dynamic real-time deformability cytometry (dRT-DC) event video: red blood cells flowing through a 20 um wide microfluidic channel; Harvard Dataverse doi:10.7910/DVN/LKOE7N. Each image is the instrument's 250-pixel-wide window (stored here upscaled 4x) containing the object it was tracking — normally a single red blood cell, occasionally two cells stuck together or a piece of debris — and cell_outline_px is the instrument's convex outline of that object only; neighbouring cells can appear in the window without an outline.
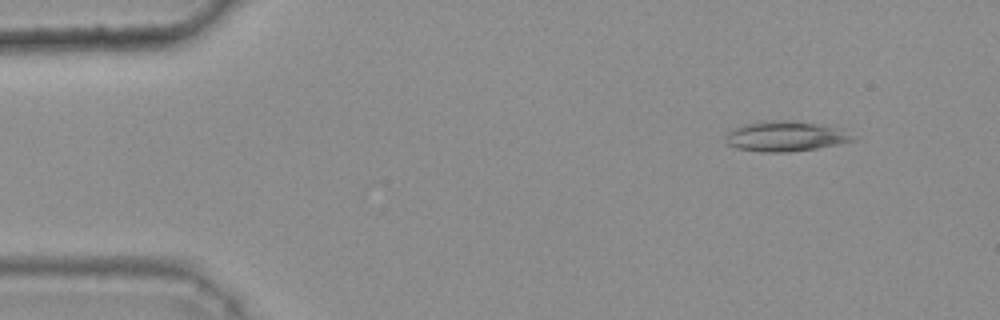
{"species": "common noctule bat (a hibernating species)", "species_latin": "Nyctalus noctula", "temperature_condition": "warm", "stored_images_in_passage": 44, "camera_frame_rate_fps": 3000, "um_per_image_px": 0.085, "animal": {"sex": "female", "body_mass_g": 25.1}, "frame": {"image": 1, "passage_image": 3, "time_ms": 0.667, "image_size_px": [1000, 320], "cell_outline_px": [[856, 140], [816, 148], [788, 152], [760, 152], [736, 148], [728, 144], [724, 140], [724, 136], [732, 128], [756, 120], [784, 120], [816, 124], [836, 128], [856, 136]], "centroid_in_image_um": [66.67, 11.58], "position_along_channel_um": 18.3, "area_um2": 22.37}}
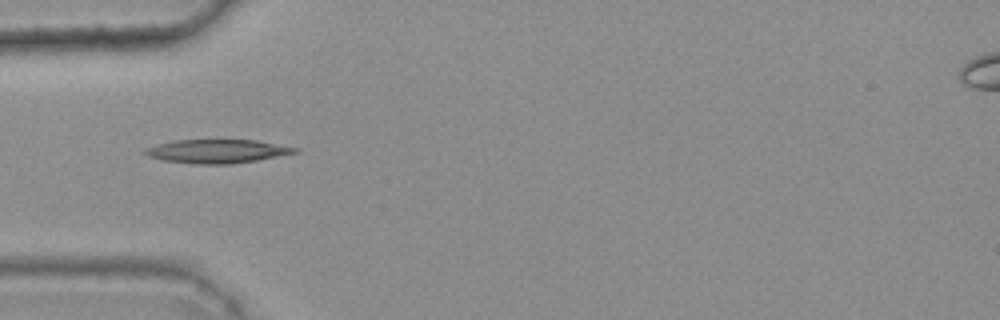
{"frame": {"image": 2, "passage_image": 14, "time_ms": 4.333, "image_size_px": [1000, 320], "cell_outline_px": [[300, 152], [256, 160], [232, 164], [196, 164], [164, 160], [148, 156], [140, 152], [144, 148], [156, 144], [176, 140], [256, 140], [300, 148]], "centroid_in_image_um": [18.44, 12.85], "position_along_channel_um": 66.6, "area_um2": 20.75}}
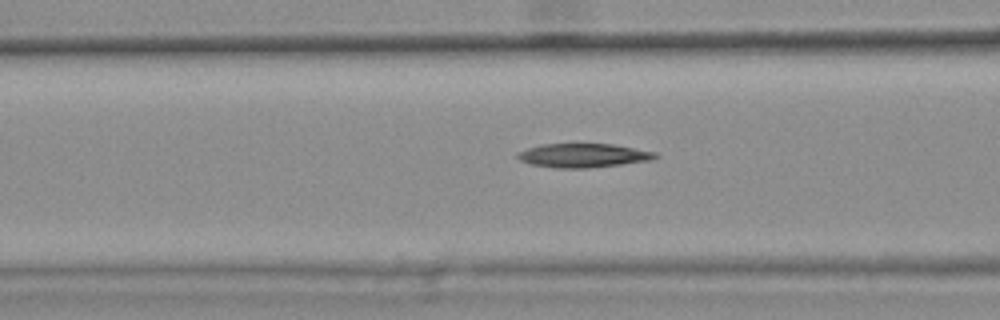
{"frame": {"image": 3, "passage_image": 18, "time_ms": 5.667, "image_size_px": [1000, 320], "cell_outline_px": [[660, 156], [652, 160], [588, 168], [556, 168], [532, 164], [520, 160], [516, 156], [516, 152], [540, 144], [612, 144], [656, 152]], "centroid_in_image_um": [49.57, 13.21], "position_along_channel_um": 117.0, "area_um2": 19.13}, "authors_computed_cell_mechanics": {"area_um2": 19.1029, "velocity_mm_per_s": 3.7915, "shape_relaxation_time_tau1_ms": 9.3991, "shape_relaxation_time_tau2_ms": null, "deformation_change_tau1": 0.1803, "deformation_change_tau2": null}}